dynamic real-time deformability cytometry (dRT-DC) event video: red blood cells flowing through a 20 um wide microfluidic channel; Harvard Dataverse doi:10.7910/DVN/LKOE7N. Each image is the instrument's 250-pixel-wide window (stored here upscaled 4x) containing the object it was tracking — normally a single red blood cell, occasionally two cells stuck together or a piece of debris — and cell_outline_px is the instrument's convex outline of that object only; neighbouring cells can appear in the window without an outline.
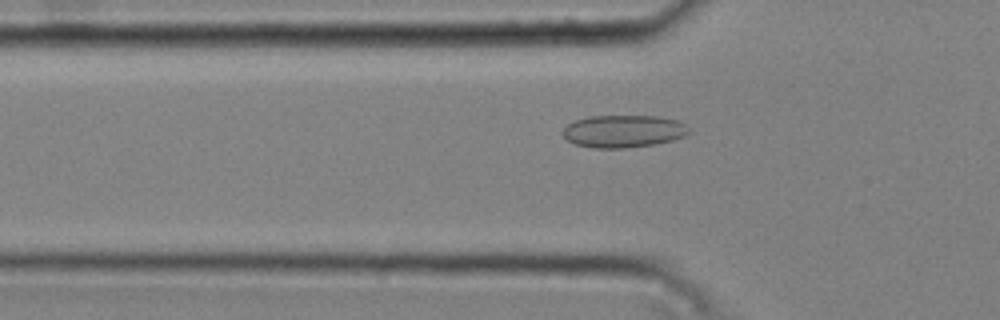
{"species": "common noctule bat (a hibernating species)", "species_latin": "Nyctalus noctula", "temperature_condition": "cold", "stored_images_in_passage": 46, "camera_frame_rate_fps": 3000, "um_per_image_px": 0.085, "animal": {"sex": "male", "body_mass_g": 20.4}, "frame": {"image": 1, "passage_image": 17, "time_ms": 5.333, "image_size_px": [1000, 320], "cell_outline_px": [[692, 132], [684, 136], [672, 140], [656, 144], [624, 148], [592, 148], [576, 144], [568, 140], [560, 132], [568, 124], [576, 120], [588, 116], [660, 116], [676, 120], [684, 124]], "centroid_in_image_um": [52.99, 11.15], "position_along_channel_um": 72.8, "area_um2": 23.93}}
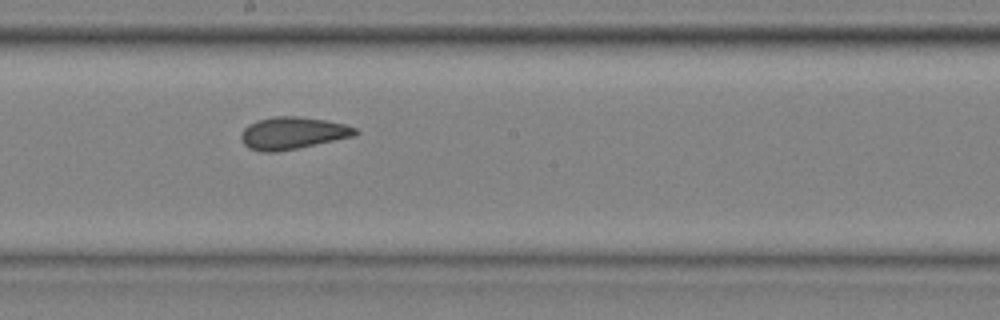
{"frame": {"image": 2, "passage_image": 29, "time_ms": 9.333, "image_size_px": [1000, 320], "cell_outline_px": [[360, 132], [356, 136], [276, 152], [260, 152], [248, 148], [240, 140], [240, 132], [248, 124], [256, 120], [272, 116], [300, 116], [324, 120], [344, 124], [356, 128]], "centroid_in_image_um": [24.83, 11.31], "position_along_channel_um": 223.4, "area_um2": 21.68}}
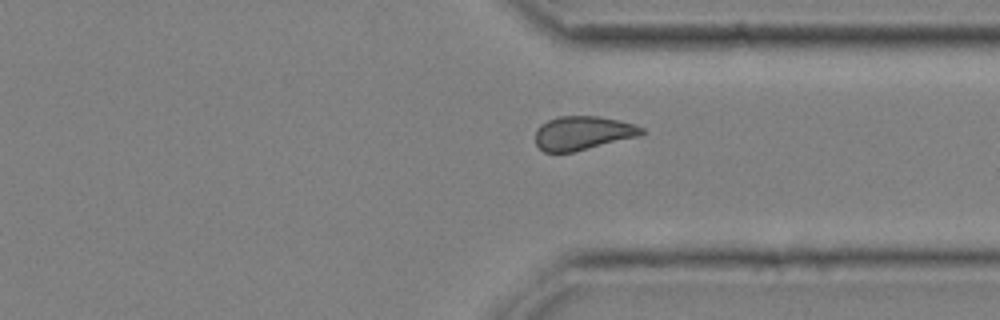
{"frame": {"image": 3, "passage_image": 40, "time_ms": 13.0, "image_size_px": [1000, 320], "cell_outline_px": [[644, 132], [640, 136], [572, 152], [544, 152], [536, 144], [536, 128], [540, 124], [548, 120], [560, 116], [600, 116], [620, 120], [636, 124], [644, 128]], "centroid_in_image_um": [49.55, 11.29], "position_along_channel_um": 361.8, "area_um2": 21.04}, "authors_computed_cell_mechanics": {"area_um2": 21.7906, "velocity_mm_per_s": 3.7599, "shape_relaxation_time_tau1_ms": null, "shape_relaxation_time_tau2_ms": 1.9287, "deformation_change_tau1": null, "deformation_change_tau2": 0.0792}}